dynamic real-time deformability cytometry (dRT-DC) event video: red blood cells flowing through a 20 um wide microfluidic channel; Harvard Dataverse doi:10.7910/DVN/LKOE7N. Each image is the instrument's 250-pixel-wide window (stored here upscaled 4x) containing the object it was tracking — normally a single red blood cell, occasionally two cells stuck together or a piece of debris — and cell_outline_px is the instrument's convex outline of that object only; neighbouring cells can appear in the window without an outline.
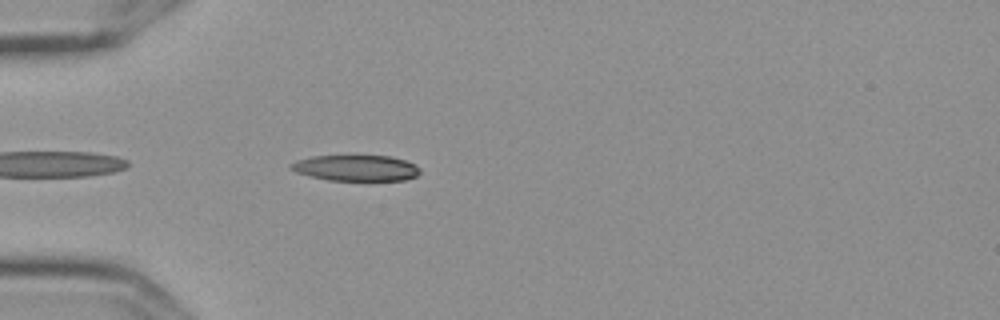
{"species": "Egyptian fruit bat (a non-hibernating species)", "species_latin": "Rousettus aegyptiacus", "temperature_condition": "cold", "stored_images_in_passage": 12, "camera_frame_rate_fps": 3000, "um_per_image_px": 0.085, "frame": {"image": 1, "passage_image": 1, "time_ms": 0.0, "image_size_px": [1000, 320], "cell_outline_px": [[420, 172], [416, 176], [404, 180], [328, 180], [296, 172], [288, 168], [288, 164], [296, 160], [312, 156], [388, 156], [404, 160], [416, 164], [420, 168]], "centroid_in_image_um": [30.24, 14.27], "position_along_channel_um": 54.8, "area_um2": 19.42}}
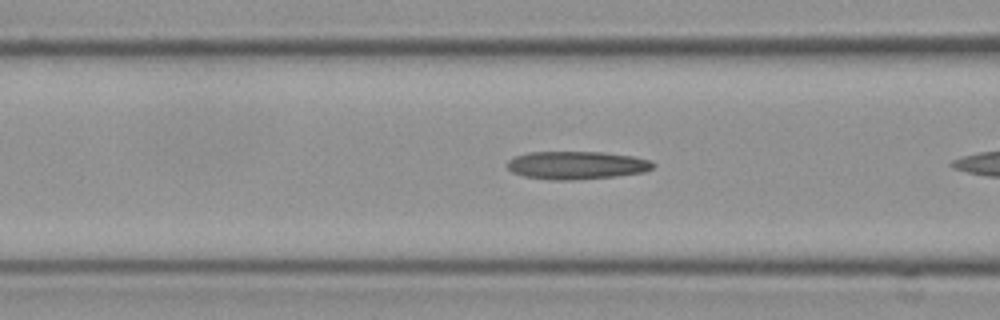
{"frame": {"image": 2, "passage_image": 4, "time_ms": 1.0, "image_size_px": [1000, 320], "cell_outline_px": [[656, 164], [652, 168], [644, 172], [616, 176], [572, 180], [552, 180], [524, 176], [512, 172], [508, 168], [508, 160], [516, 156], [528, 152], [604, 152], [632, 156], [652, 160]], "centroid_in_image_um": [49.04, 14.04], "position_along_channel_um": 117.6, "area_um2": 23.81}}
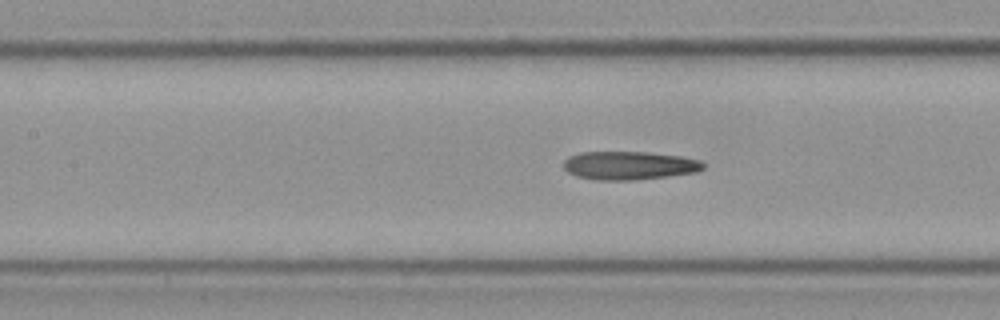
{"frame": {"image": 3, "passage_image": 7, "time_ms": 2.0, "image_size_px": [1000, 320], "cell_outline_px": [[704, 168], [696, 172], [668, 176], [632, 180], [596, 180], [576, 176], [568, 172], [564, 168], [564, 160], [568, 156], [580, 152], [644, 152], [680, 156], [700, 160], [704, 164]], "centroid_in_image_um": [53.45, 14.06], "position_along_channel_um": 153.9, "area_um2": 23.06}}